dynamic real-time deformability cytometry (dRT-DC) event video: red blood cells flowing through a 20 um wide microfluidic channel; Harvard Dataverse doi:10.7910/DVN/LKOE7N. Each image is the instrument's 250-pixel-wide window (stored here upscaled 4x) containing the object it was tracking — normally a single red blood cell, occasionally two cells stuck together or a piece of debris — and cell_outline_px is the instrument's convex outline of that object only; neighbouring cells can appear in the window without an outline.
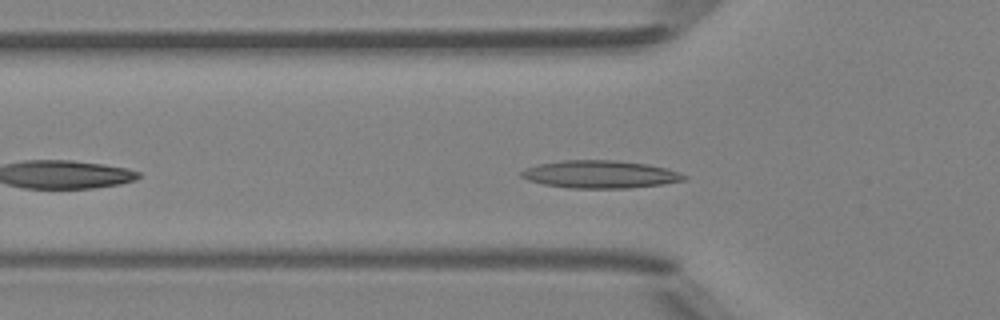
{"species": "Egyptian fruit bat (a non-hibernating species)", "species_latin": "Rousettus aegyptiacus", "temperature_condition": "room temperature", "stored_images_in_passage": 34, "camera_frame_rate_fps": 3000, "um_per_image_px": 0.085, "animal": {"sex": "female"}, "frame": {"image": 1, "passage_image": 3, "time_ms": 0.667, "image_size_px": [1000, 320], "cell_outline_px": [[688, 176], [684, 180], [664, 184], [628, 188], [568, 188], [544, 184], [528, 180], [520, 176], [520, 172], [524, 168], [536, 164], [564, 160], [616, 160], [648, 164], [664, 168]], "centroid_in_image_um": [50.96, 14.81], "position_along_channel_um": 74.8, "area_um2": 26.24}}
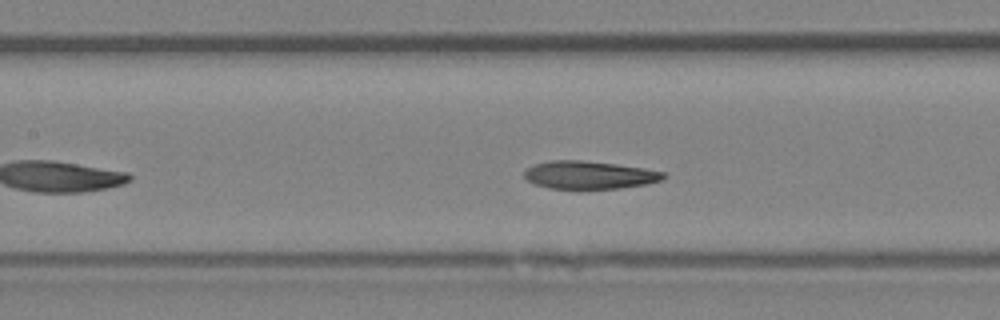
{"frame": {"image": 2, "passage_image": 9, "time_ms": 2.667, "image_size_px": [1000, 320], "cell_outline_px": [[668, 176], [660, 180], [648, 184], [620, 188], [548, 188], [536, 184], [528, 180], [524, 176], [524, 172], [532, 164], [548, 160], [580, 160], [616, 164], [644, 168], [668, 172]], "centroid_in_image_um": [50.13, 14.86], "position_along_channel_um": 157.3, "area_um2": 22.66}}
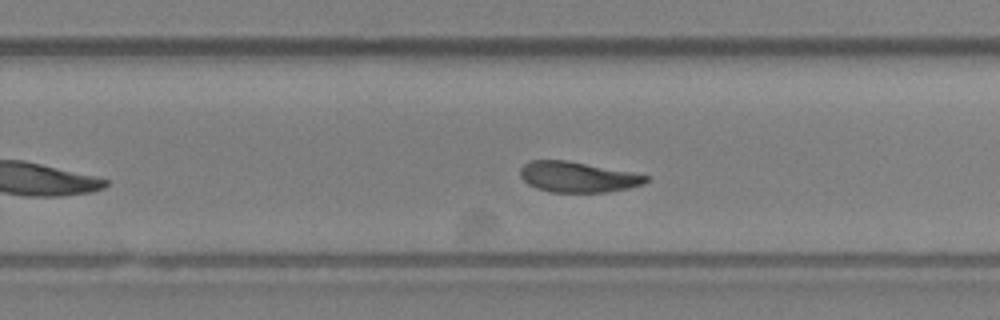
{"frame": {"image": 3, "passage_image": 18, "time_ms": 5.667, "image_size_px": [1000, 320], "cell_outline_px": [[648, 180], [644, 184], [628, 188], [608, 192], [552, 192], [536, 188], [528, 184], [520, 176], [520, 168], [524, 164], [532, 160], [568, 160], [632, 172], [648, 176]], "centroid_in_image_um": [49.1, 15.04], "position_along_channel_um": 280.7, "area_um2": 22.37}, "authors_computed_cell_mechanics": {"area_um2": 23.2934, "velocity_mm_per_s": 4.1222, "shape_relaxation_time_tau1_ms": 7.5732, "shape_relaxation_time_tau2_ms": 2.4066, "deformation_change_tau1": 0.1713, "deformation_change_tau2": 0.0877}}